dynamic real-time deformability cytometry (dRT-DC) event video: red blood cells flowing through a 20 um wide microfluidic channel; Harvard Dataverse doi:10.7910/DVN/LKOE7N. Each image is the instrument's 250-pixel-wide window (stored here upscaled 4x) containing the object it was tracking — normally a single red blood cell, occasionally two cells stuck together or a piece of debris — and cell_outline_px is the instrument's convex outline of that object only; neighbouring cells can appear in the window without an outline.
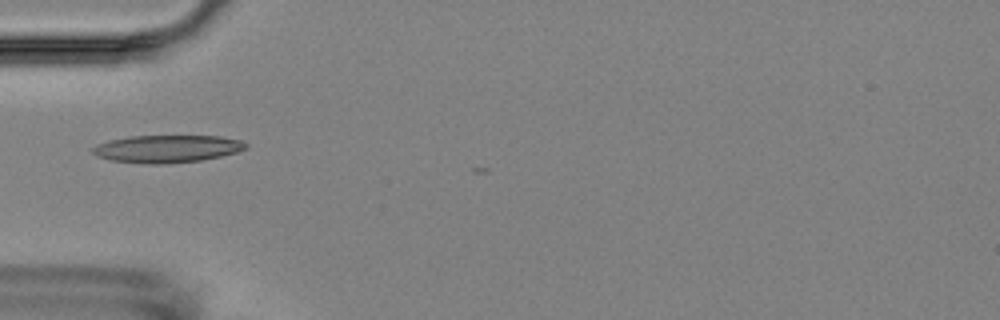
{"species": "Egyptian fruit bat (a non-hibernating species)", "species_latin": "Rousettus aegyptiacus", "temperature_condition": "room temperature", "stored_images_in_passage": 3, "camera_frame_rate_fps": 3000, "um_per_image_px": 0.085, "animal": {"sex": "female"}, "frame": {"image": 1, "passage_image": 2, "time_ms": 2.0, "image_size_px": [1000, 320], "cell_outline_px": [[248, 148], [236, 152], [220, 156], [200, 160], [160, 164], [148, 164], [112, 160], [96, 156], [92, 152], [92, 148], [96, 144], [108, 140], [128, 136], [220, 136], [240, 140], [248, 144]], "centroid_in_image_um": [14.18, 12.64], "position_along_channel_um": 70.8, "area_um2": 24.51}}